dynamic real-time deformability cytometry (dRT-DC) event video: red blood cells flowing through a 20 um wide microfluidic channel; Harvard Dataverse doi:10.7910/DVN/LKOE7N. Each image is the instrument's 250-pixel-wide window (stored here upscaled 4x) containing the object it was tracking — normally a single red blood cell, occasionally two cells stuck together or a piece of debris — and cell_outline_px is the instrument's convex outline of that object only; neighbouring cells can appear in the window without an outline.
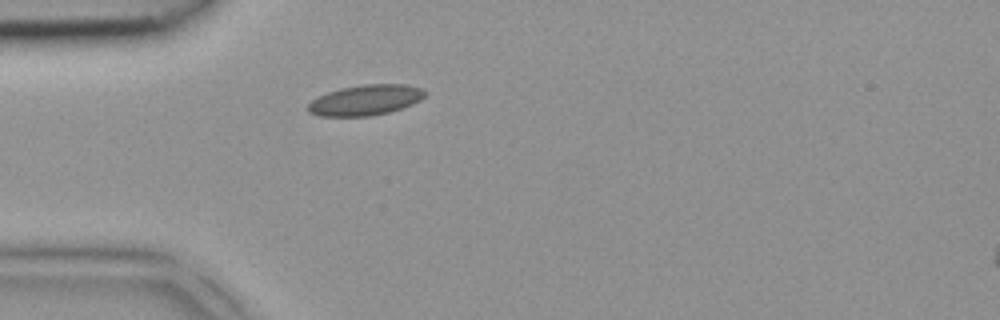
{"species": "common noctule bat (a hibernating species)", "species_latin": "Nyctalus noctula", "temperature_condition": "room temperature", "stored_images_in_passage": 3, "camera_frame_rate_fps": 3000, "um_per_image_px": 0.085, "animal": {"sex": "female", "body_mass_g": 18.4}, "frame": {"image": 1, "passage_image": 3, "time_ms": 0.667, "image_size_px": [1000, 320], "cell_outline_px": [[428, 92], [420, 100], [412, 104], [388, 112], [372, 116], [320, 116], [308, 112], [308, 104], [312, 100], [328, 92], [340, 88], [364, 84], [404, 84], [424, 88]], "centroid_in_image_um": [31.09, 8.5], "position_along_channel_um": 53.9, "area_um2": 20.75}}